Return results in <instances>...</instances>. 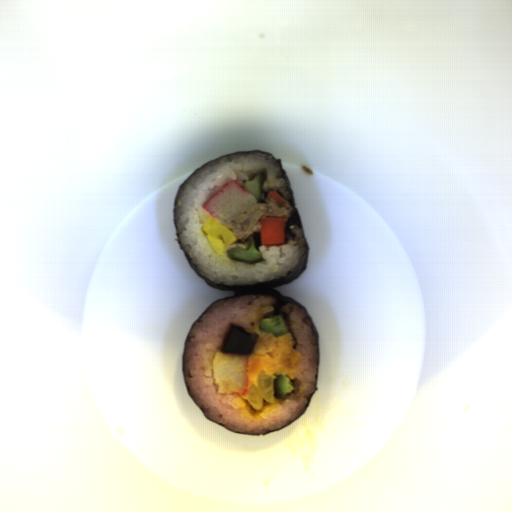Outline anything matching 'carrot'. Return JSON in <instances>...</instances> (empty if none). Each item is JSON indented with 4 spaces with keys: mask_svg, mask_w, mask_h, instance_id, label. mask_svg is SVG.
Segmentation results:
<instances>
[{
    "mask_svg": "<svg viewBox=\"0 0 512 512\" xmlns=\"http://www.w3.org/2000/svg\"><path fill=\"white\" fill-rule=\"evenodd\" d=\"M272 198L278 205V207H286L287 209L290 207V202L280 196L277 190H272L269 192L267 199Z\"/></svg>",
    "mask_w": 512,
    "mask_h": 512,
    "instance_id": "cead05ca",
    "label": "carrot"
},
{
    "mask_svg": "<svg viewBox=\"0 0 512 512\" xmlns=\"http://www.w3.org/2000/svg\"><path fill=\"white\" fill-rule=\"evenodd\" d=\"M259 221L261 246L267 247L285 243L288 218L285 216H264Z\"/></svg>",
    "mask_w": 512,
    "mask_h": 512,
    "instance_id": "b8716197",
    "label": "carrot"
}]
</instances>
